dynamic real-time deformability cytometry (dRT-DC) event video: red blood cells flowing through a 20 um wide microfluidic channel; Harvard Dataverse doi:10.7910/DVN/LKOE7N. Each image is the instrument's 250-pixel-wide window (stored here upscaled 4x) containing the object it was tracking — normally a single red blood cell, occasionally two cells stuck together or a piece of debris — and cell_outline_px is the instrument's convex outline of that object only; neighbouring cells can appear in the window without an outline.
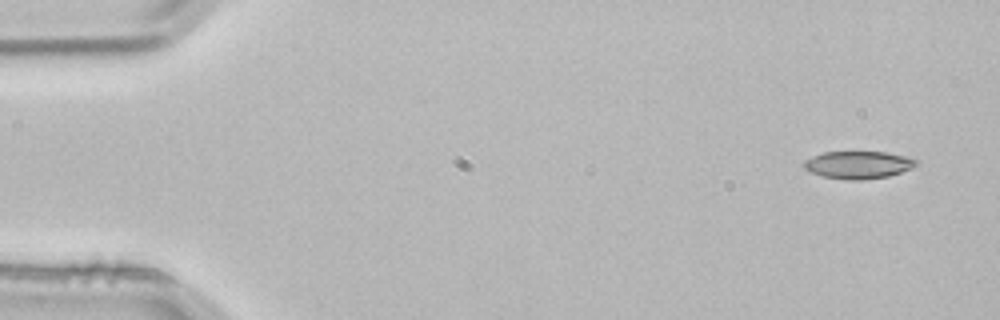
{"species": "common noctule bat (a hibernating species)", "species_latin": "Nyctalus noctula", "temperature_condition": "room temperature", "stored_images_in_passage": 4, "camera_frame_rate_fps": 3000, "um_per_image_px": 0.085, "animal": {"sex": "male", "body_mass_g": 21.5, "forearm_length_mm": 52.0}, "frame": {"image": 1, "passage_image": 1, "time_ms": 0.0, "image_size_px": [1000, 320], "cell_outline_px": [[920, 164], [912, 168], [888, 176], [860, 180], [848, 180], [820, 176], [804, 168], [804, 160], [812, 156], [824, 152], [888, 152], [908, 156], [920, 160]], "centroid_in_image_um": [73.0, 14.0], "position_along_channel_um": 12.0, "area_um2": 18.21}}